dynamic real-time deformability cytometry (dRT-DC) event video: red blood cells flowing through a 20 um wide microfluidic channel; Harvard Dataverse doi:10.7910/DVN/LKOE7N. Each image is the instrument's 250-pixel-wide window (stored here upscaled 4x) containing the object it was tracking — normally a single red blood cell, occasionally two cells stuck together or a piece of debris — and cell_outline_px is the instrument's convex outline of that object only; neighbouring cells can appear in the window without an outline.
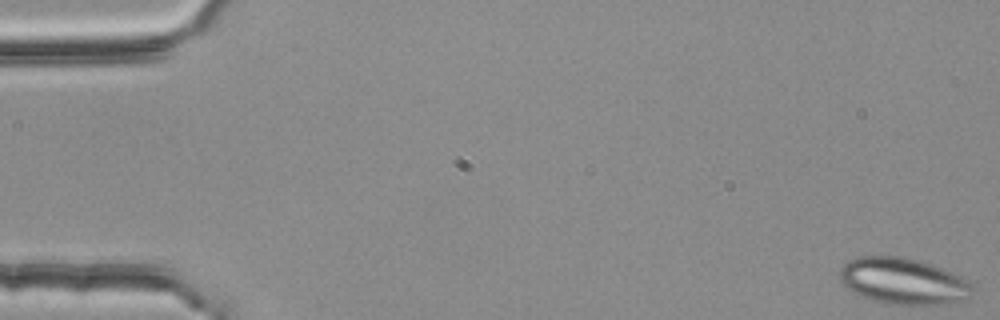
{"species": "common noctule bat (a hibernating species)", "species_latin": "Nyctalus noctula", "temperature_condition": "room temperature", "stored_images_in_passage": 53, "segment_of_instrument_passage": [1, 2], "camera_frame_rate_fps": 3000, "um_per_image_px": 0.085, "animal": {"sex": "female", "body_mass_g": 25.1}, "frame": {"image": 1, "passage_image": 1, "time_ms": 0.0, "image_size_px": [1000, 320], "cell_outline_px": [[972, 288], [968, 300], [948, 304], [888, 304], [872, 300], [852, 292], [840, 280], [840, 268], [848, 260], [856, 256], [900, 256], [920, 260], [940, 268], [968, 280], [972, 284]], "centroid_in_image_um": [76.76, 23.89], "position_along_channel_um": 8.2, "area_um2": 35.84}}